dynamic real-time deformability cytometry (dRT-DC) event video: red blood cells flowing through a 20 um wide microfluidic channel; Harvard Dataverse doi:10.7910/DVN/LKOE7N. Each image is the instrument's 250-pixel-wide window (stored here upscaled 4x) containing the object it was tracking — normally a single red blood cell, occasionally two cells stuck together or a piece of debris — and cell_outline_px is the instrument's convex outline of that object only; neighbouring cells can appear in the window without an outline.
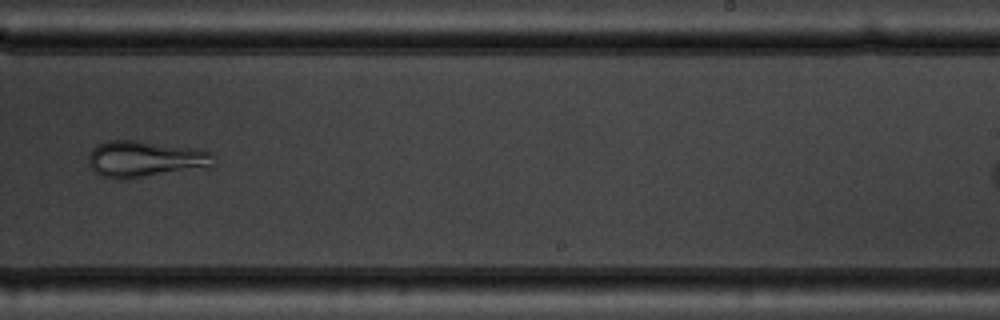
{"species": "common noctule bat (a hibernating species)", "species_latin": "Nyctalus noctula", "temperature_condition": "warm", "stored_images_in_passage": 10, "camera_frame_rate_fps": 3000, "um_per_image_px": 0.085, "animal": {"sex": "male", "body_mass_g": 19.5, "forearm_length_mm": 54.6}, "frame": {"image": 1, "passage_image": 10, "time_ms": 11.333, "image_size_px": [1000, 320], "cell_outline_px": [[216, 156], [212, 168], [124, 180], [116, 180], [100, 176], [88, 164], [88, 156], [92, 148], [108, 140], [136, 140], [200, 148], [212, 152]], "centroid_in_image_um": [12.42, 13.54], "position_along_channel_um": 276.6, "area_um2": 27.63}}